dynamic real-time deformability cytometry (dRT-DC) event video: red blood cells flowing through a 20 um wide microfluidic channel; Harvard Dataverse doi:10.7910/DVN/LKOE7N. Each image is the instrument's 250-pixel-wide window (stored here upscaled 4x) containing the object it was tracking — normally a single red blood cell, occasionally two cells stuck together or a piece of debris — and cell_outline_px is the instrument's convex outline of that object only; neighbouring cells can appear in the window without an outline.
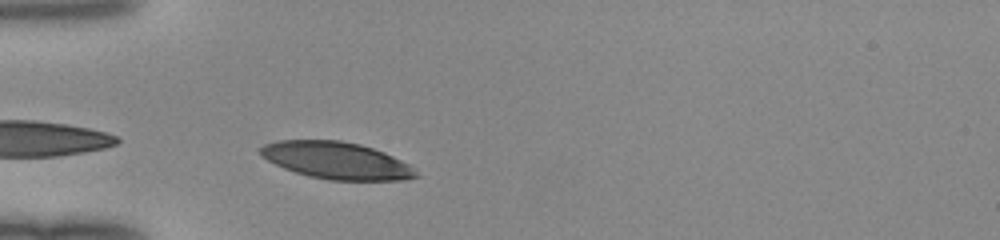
{"species": "human", "species_latin": "Homo sapiens", "temperature_condition": "room temperature", "stored_images_in_passage": 27, "camera_frame_rate_fps": 3000, "um_per_image_px": 0.085, "donor": {"sex": "female"}, "frame": {"image": 1, "passage_image": 1, "time_ms": 0.0, "image_size_px": [1000, 240], "cell_outline_px": [[420, 176], [404, 180], [328, 180], [308, 176], [284, 168], [260, 156], [260, 148], [264, 144], [280, 140], [340, 140], [360, 144], [384, 152], [408, 164]], "centroid_in_image_um": [28.59, 13.64], "position_along_channel_um": 56.4, "area_um2": 33.41}}
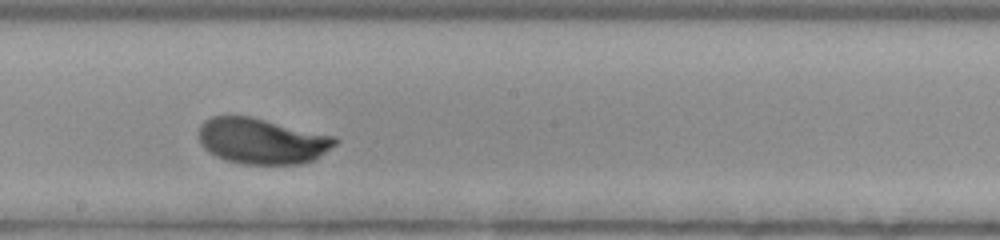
{"frame": {"image": 2, "passage_image": 14, "time_ms": 4.333, "image_size_px": [1000, 240], "cell_outline_px": [[340, 140], [336, 144], [316, 160], [300, 164], [240, 164], [216, 156], [208, 152], [200, 144], [200, 124], [204, 120], [212, 116], [252, 116], [336, 136]], "centroid_in_image_um": [22.3, 11.98], "position_along_channel_um": 225.9, "area_um2": 36.76}}
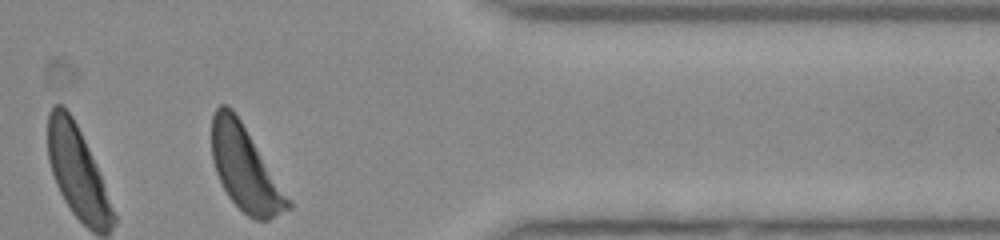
{"frame": {"image": 3, "passage_image": 27, "time_ms": 8.667, "image_size_px": [1000, 240], "cell_outline_px": [[292, 208], [268, 220], [256, 220], [248, 216], [228, 196], [216, 172], [212, 160], [212, 116], [216, 108], [220, 104], [224, 104], [232, 108], [240, 120], [292, 204]], "centroid_in_image_um": [20.8, 14.33], "position_along_channel_um": 390.6, "area_um2": 36.41}}